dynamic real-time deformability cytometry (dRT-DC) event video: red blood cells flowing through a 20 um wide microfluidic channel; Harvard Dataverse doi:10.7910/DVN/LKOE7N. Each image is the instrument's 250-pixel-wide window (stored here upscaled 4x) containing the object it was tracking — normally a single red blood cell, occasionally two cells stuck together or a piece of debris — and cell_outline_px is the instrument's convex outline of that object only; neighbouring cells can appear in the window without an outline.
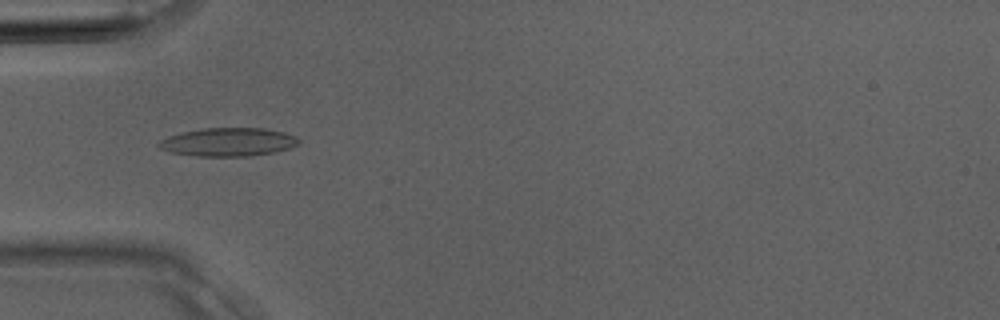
{"species": "Egyptian fruit bat (a non-hibernating species)", "species_latin": "Rousettus aegyptiacus", "temperature_condition": "room temperature", "stored_images_in_passage": 31, "camera_frame_rate_fps": 3000, "um_per_image_px": 0.085, "animal": {"sex": "male"}, "frame": {"image": 1, "passage_image": 6, "time_ms": 1.667, "image_size_px": [1000, 320], "cell_outline_px": [[300, 144], [288, 148], [272, 152], [248, 156], [196, 156], [172, 152], [160, 148], [156, 144], [160, 140], [168, 136], [184, 132], [204, 128], [264, 128], [284, 132], [296, 136], [300, 140]], "centroid_in_image_um": [19.41, 12.07], "position_along_channel_um": 65.6, "area_um2": 23.0}}
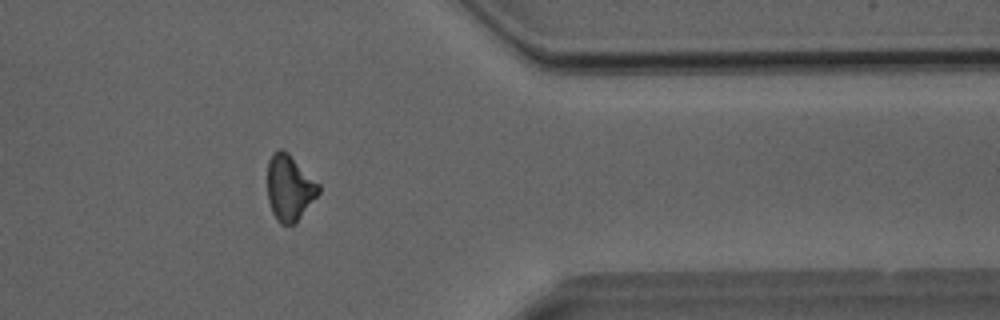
{"frame": {"image": 2, "passage_image": 24, "time_ms": 7.667, "image_size_px": [1000, 320], "cell_outline_px": [[320, 192], [296, 224], [280, 224], [276, 220], [272, 212], [268, 200], [268, 160], [272, 152], [280, 148], [284, 148], [320, 184]], "centroid_in_image_um": [24.61, 15.95], "position_along_channel_um": 386.8, "area_um2": 19.94}}
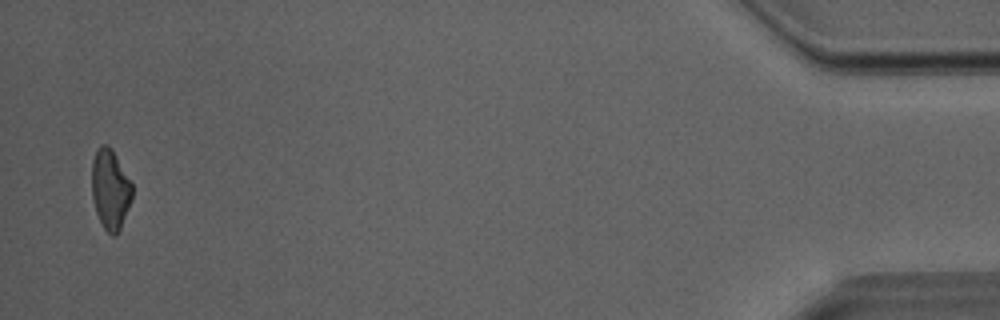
{"frame": {"image": 3, "passage_image": 30, "time_ms": 9.667, "image_size_px": [1000, 320], "cell_outline_px": [[132, 200], [120, 228], [116, 236], [112, 236], [104, 228], [96, 212], [92, 196], [92, 160], [96, 148], [100, 144], [108, 144], [112, 148], [132, 184]], "centroid_in_image_um": [9.37, 16.06], "position_along_channel_um": 425.8, "area_um2": 18.9}}